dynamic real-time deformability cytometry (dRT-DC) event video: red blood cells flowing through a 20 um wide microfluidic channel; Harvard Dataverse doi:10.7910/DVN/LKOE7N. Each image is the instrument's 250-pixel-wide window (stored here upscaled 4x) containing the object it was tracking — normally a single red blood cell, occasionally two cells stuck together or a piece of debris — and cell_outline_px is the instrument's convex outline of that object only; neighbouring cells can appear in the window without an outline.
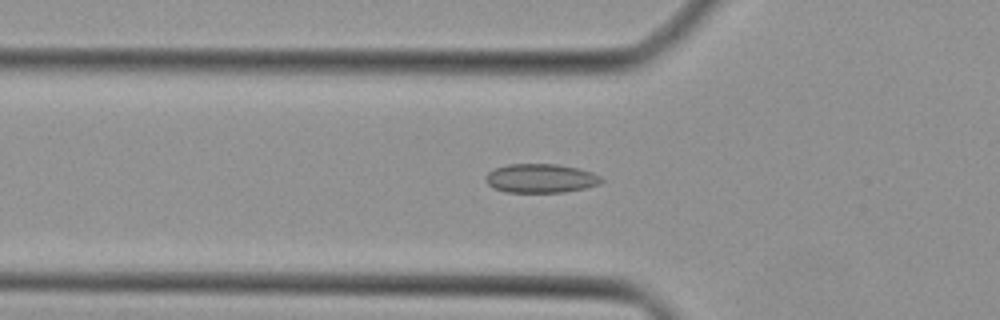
{"species": "Egyptian fruit bat (a non-hibernating species)", "species_latin": "Rousettus aegyptiacus", "temperature_condition": "cold", "stored_images_in_passage": 44, "camera_frame_rate_fps": 3000, "um_per_image_px": 0.085, "animal": {"sex": "female"}, "frame": {"image": 1, "passage_image": 15, "time_ms": 4.667, "image_size_px": [1000, 320], "cell_outline_px": [[604, 180], [600, 184], [584, 188], [564, 192], [504, 192], [492, 188], [484, 180], [484, 176], [492, 168], [508, 164], [560, 164], [580, 168], [592, 172], [600, 176]], "centroid_in_image_um": [45.93, 15.15], "position_along_channel_um": 79.9, "area_um2": 19.88}}
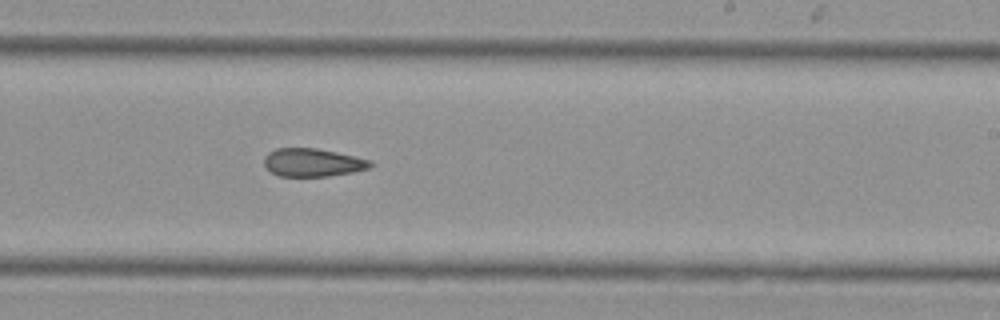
{"frame": {"image": 2, "passage_image": 27, "time_ms": 8.667, "image_size_px": [1000, 320], "cell_outline_px": [[372, 164], [368, 168], [352, 172], [328, 176], [280, 176], [272, 172], [264, 164], [264, 156], [268, 152], [276, 148], [316, 148], [336, 152], [372, 160]], "centroid_in_image_um": [26.56, 13.8], "position_along_channel_um": 262.4, "area_um2": 17.28}}
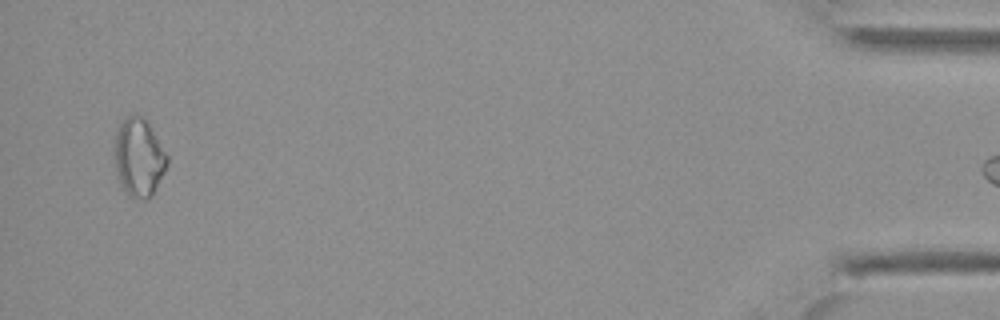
{"frame": {"image": 3, "passage_image": 43, "time_ms": 14.0, "image_size_px": [1000, 320], "cell_outline_px": [[168, 164], [152, 196], [144, 200], [140, 200], [128, 196], [120, 184], [116, 172], [112, 152], [116, 136], [120, 124], [128, 116], [144, 116], [168, 156]], "centroid_in_image_um": [11.78, 13.43], "position_along_channel_um": 423.4, "area_um2": 24.16}}